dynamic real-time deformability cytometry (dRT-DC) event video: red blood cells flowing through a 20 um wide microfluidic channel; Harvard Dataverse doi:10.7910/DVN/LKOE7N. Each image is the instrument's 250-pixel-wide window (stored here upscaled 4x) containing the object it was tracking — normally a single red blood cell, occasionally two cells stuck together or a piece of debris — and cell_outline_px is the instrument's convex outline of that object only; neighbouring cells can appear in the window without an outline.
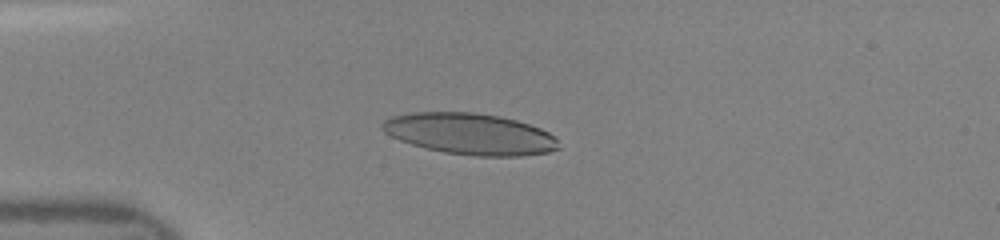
{"species": "human", "species_latin": "Homo sapiens", "temperature_condition": "room temperature", "stored_images_in_passage": 39, "camera_frame_rate_fps": 3000, "um_per_image_px": 0.085, "donor": {"sex": "female"}, "frame": {"image": 1, "passage_image": 12, "time_ms": 3.667, "image_size_px": [1000, 240], "cell_outline_px": [[560, 148], [548, 152], [520, 156], [476, 156], [444, 152], [412, 144], [400, 140], [384, 132], [380, 128], [380, 124], [384, 120], [392, 116], [412, 112], [472, 112], [500, 116], [516, 120], [540, 128], [556, 136]], "centroid_in_image_um": [39.95, 11.37], "position_along_channel_um": 45.0, "area_um2": 42.43}}
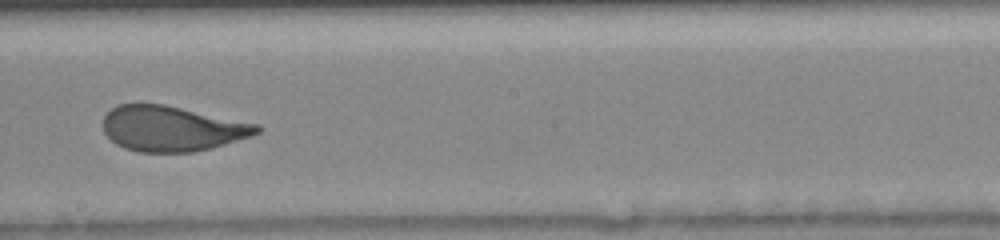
{"frame": {"image": 2, "passage_image": 27, "time_ms": 8.667, "image_size_px": [1000, 240], "cell_outline_px": [[264, 128], [260, 132], [252, 136], [212, 148], [192, 152], [140, 152], [124, 148], [116, 144], [104, 132], [104, 116], [112, 108], [120, 104], [164, 104], [260, 124]], "centroid_in_image_um": [14.67, 10.93], "position_along_channel_um": 233.5, "area_um2": 40.69}}
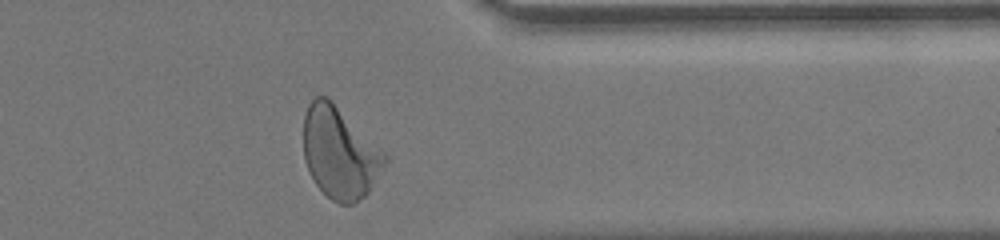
{"frame": {"image": 3, "passage_image": 38, "time_ms": 12.333, "image_size_px": [1000, 240], "cell_outline_px": [[388, 160], [368, 192], [364, 196], [352, 204], [340, 204], [332, 200], [316, 184], [304, 160], [304, 116], [308, 104], [316, 96], [324, 96], [384, 152], [388, 156]], "centroid_in_image_um": [28.86, 13.03], "position_along_channel_um": 382.5, "area_um2": 42.14}}